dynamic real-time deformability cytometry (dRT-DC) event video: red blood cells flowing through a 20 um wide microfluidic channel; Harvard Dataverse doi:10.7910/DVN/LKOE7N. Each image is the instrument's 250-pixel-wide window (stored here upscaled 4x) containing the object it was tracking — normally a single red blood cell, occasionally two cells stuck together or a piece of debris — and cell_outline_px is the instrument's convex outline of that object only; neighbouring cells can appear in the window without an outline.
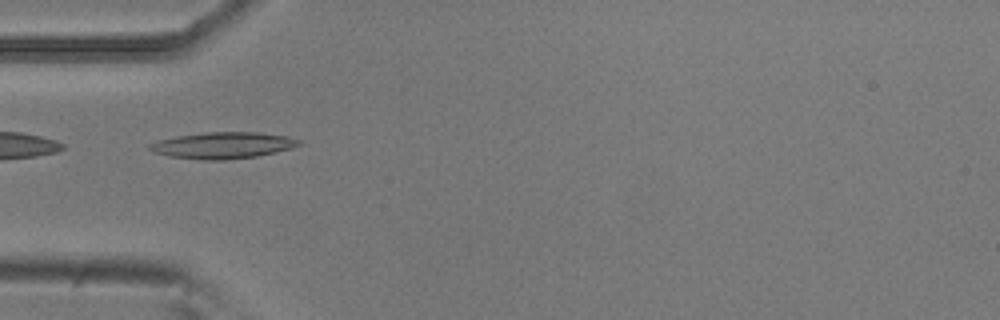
{"species": "common noctule bat (a hibernating species)", "species_latin": "Nyctalus noctula", "temperature_condition": "room temperature", "stored_images_in_passage": 37, "camera_frame_rate_fps": 3000, "um_per_image_px": 0.085, "animal": {"sex": "male", "body_mass_g": 20.5, "forearm_length_mm": 52.5}, "frame": {"image": 1, "passage_image": 1, "time_ms": 0.0, "image_size_px": [1000, 320], "cell_outline_px": [[300, 144], [288, 148], [256, 156], [224, 160], [200, 160], [168, 156], [152, 152], [148, 148], [148, 144], [160, 140], [176, 136], [204, 132], [256, 132], [288, 136], [300, 140]], "centroid_in_image_um": [18.87, 12.35], "position_along_channel_um": 66.1, "area_um2": 22.83}}
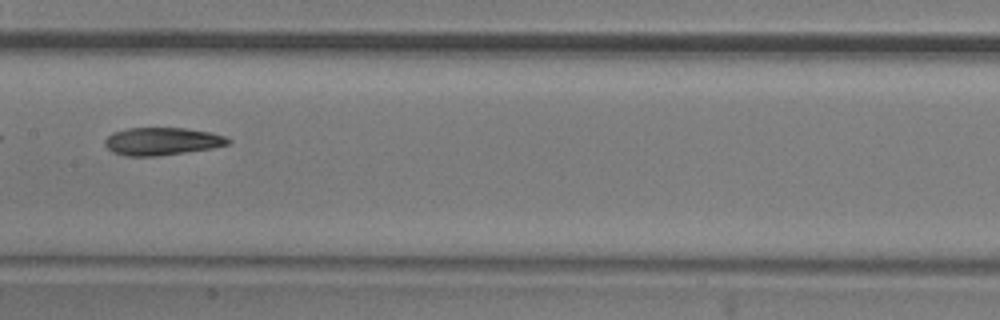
{"frame": {"image": 2, "passage_image": 11, "time_ms": 3.333, "image_size_px": [1000, 320], "cell_outline_px": [[232, 140], [228, 144], [212, 148], [156, 156], [124, 156], [112, 152], [104, 144], [104, 140], [112, 132], [128, 128], [184, 128], [208, 132], [224, 136]], "centroid_in_image_um": [13.72, 12.01], "position_along_channel_um": 193.7, "area_um2": 19.77}, "authors_computed_cell_mechanics": {"area_um2": 20.23, "velocity_mm_per_s": 3.8024, "shape_relaxation_time_tau1_ms": 4.5849, "shape_relaxation_time_tau2_ms": 10.039, "deformation_change_tau1": 0.1639, "deformation_change_tau2": 0.1919}}